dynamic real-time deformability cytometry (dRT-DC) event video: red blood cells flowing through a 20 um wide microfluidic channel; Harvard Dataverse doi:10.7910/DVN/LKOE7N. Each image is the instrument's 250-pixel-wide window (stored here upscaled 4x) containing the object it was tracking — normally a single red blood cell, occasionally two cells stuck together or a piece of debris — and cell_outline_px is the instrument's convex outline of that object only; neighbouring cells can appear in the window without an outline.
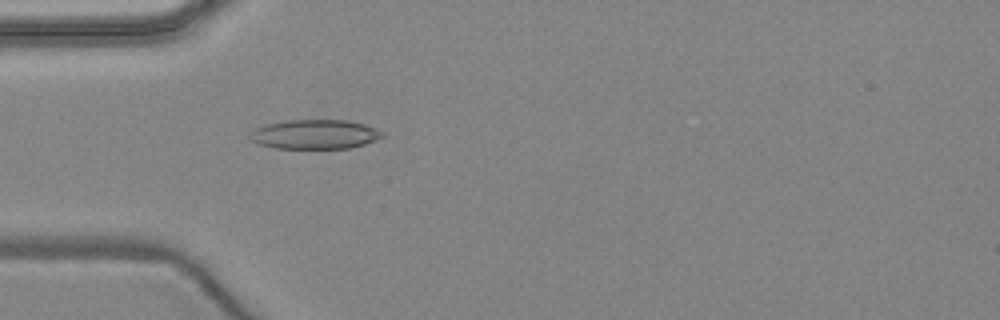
{"species": "common noctule bat (a hibernating species)", "species_latin": "Nyctalus noctula", "temperature_condition": "warm", "stored_images_in_passage": 4, "camera_frame_rate_fps": 3000, "um_per_image_px": 0.085, "animal": {"sex": "female", "body_mass_g": 24.6, "forearm_length_mm": 56.2}, "frame": {"image": 1, "passage_image": 4, "time_ms": 4.667, "image_size_px": [1000, 320], "cell_outline_px": [[384, 136], [376, 140], [352, 148], [276, 148], [260, 144], [252, 140], [248, 136], [256, 128], [264, 124], [288, 120], [348, 120], [364, 124], [380, 132]], "centroid_in_image_um": [26.74, 11.41], "position_along_channel_um": 58.3, "area_um2": 22.43}}